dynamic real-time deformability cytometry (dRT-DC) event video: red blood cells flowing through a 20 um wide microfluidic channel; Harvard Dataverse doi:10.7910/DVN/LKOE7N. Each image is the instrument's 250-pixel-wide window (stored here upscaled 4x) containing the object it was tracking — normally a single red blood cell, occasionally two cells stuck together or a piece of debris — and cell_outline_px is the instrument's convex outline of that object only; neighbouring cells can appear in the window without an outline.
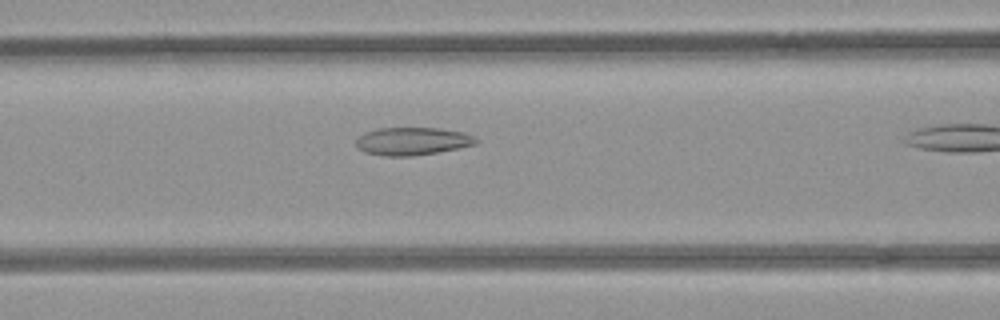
{"species": "common noctule bat (a hibernating species)", "species_latin": "Nyctalus noctula", "temperature_condition": "room temperature", "stored_images_in_passage": 14, "camera_frame_rate_fps": 3000, "um_per_image_px": 0.085, "animal": {"sex": "female", "body_mass_g": 21.9}, "frame": {"image": 1, "passage_image": 10, "time_ms": 3.0, "image_size_px": [1000, 320], "cell_outline_px": [[480, 140], [476, 144], [436, 152], [412, 156], [384, 156], [364, 152], [356, 144], [356, 140], [364, 132], [380, 128], [440, 128], [464, 132], [476, 136]], "centroid_in_image_um": [35.08, 11.99], "position_along_channel_um": 131.5, "area_um2": 19.42}}